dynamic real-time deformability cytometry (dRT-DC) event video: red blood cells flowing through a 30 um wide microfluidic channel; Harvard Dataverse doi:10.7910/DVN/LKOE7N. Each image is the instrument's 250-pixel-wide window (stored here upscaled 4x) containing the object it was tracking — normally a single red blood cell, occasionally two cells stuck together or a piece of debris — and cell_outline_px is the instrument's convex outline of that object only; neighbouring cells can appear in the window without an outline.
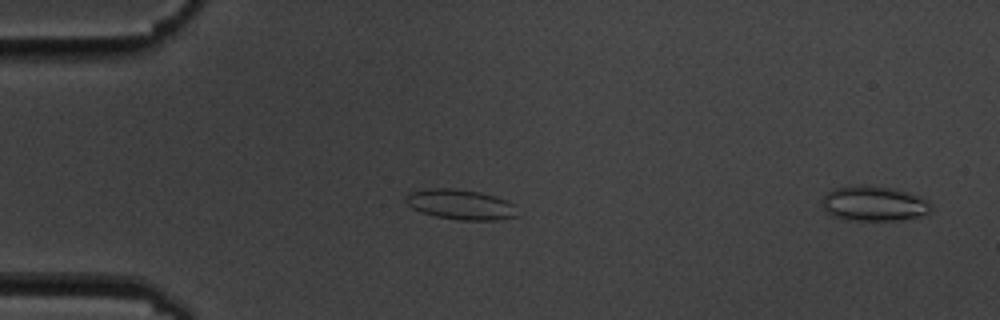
{"species": "common noctule bat (a hibernating species)", "species_latin": "Nyctalus noctula", "temperature_condition": "cold", "stored_images_in_passage": 4, "camera_frame_rate_fps": 3000, "um_per_image_px": 0.085, "animal": {"sex": "male", "body_mass_g": 19.5, "forearm_length_mm": 54.6}, "frame": {"image": 1, "passage_image": 3, "time_ms": 3.0, "image_size_px": [1000, 320], "cell_outline_px": [[516, 216], [500, 220], [456, 220], [436, 216], [420, 212], [412, 208], [404, 200], [404, 196], [408, 192], [424, 188], [452, 188], [480, 192], [496, 196], [508, 200], [512, 204]], "centroid_in_image_um": [39.08, 17.37], "position_along_channel_um": 45.9, "area_um2": 19.77}}